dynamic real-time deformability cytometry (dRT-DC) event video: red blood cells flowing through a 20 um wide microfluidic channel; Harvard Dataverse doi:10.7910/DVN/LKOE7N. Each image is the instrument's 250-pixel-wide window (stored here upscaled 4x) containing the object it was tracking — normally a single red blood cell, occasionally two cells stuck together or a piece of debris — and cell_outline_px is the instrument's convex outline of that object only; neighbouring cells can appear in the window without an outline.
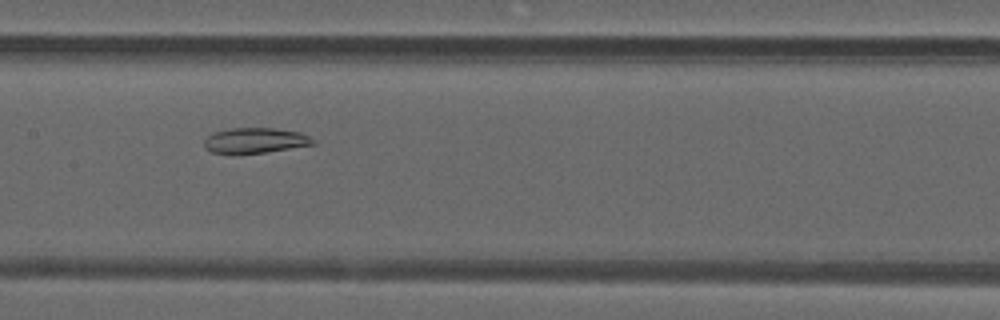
{"species": "common noctule bat (a hibernating species)", "species_latin": "Nyctalus noctula", "temperature_condition": "warm", "stored_images_in_passage": 29, "camera_frame_rate_fps": 3000, "um_per_image_px": 0.085, "animal": {"sex": "male", "forearm_length_mm": 52.5}, "frame": {"image": 1, "passage_image": 10, "time_ms": 3.0, "image_size_px": [1000, 320], "cell_outline_px": [[316, 144], [264, 152], [236, 156], [212, 152], [204, 148], [204, 140], [208, 136], [216, 132], [232, 128], [272, 128], [300, 132], [316, 140]], "centroid_in_image_um": [21.66, 11.97], "position_along_channel_um": 185.7, "area_um2": 16.36}}
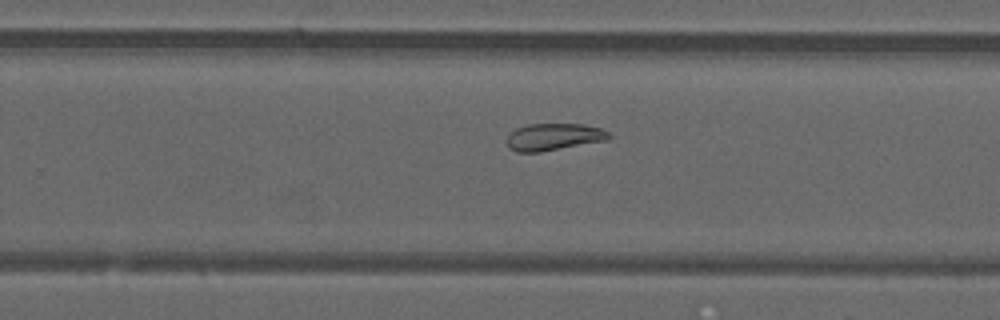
{"frame": {"image": 2, "passage_image": 17, "time_ms": 5.333, "image_size_px": [1000, 320], "cell_outline_px": [[612, 136], [608, 140], [540, 152], [516, 152], [508, 148], [508, 136], [516, 128], [528, 124], [584, 124], [600, 128], [608, 132]], "centroid_in_image_um": [47.08, 11.64], "position_along_channel_um": 282.7, "area_um2": 16.07}}
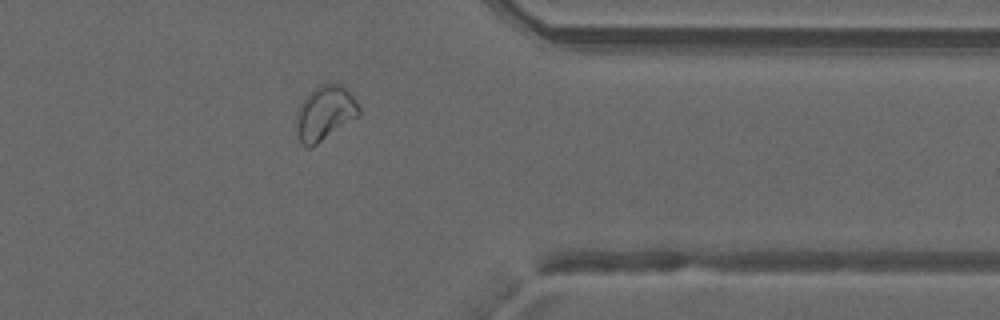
{"frame": {"image": 3, "passage_image": 25, "time_ms": 8.0, "image_size_px": [1000, 320], "cell_outline_px": [[360, 116], [316, 144], [308, 148], [300, 140], [296, 128], [296, 112], [300, 104], [308, 92], [312, 88], [320, 84], [340, 84], [356, 100], [360, 108]], "centroid_in_image_um": [27.61, 9.59], "position_along_channel_um": 383.8, "area_um2": 19.83}}